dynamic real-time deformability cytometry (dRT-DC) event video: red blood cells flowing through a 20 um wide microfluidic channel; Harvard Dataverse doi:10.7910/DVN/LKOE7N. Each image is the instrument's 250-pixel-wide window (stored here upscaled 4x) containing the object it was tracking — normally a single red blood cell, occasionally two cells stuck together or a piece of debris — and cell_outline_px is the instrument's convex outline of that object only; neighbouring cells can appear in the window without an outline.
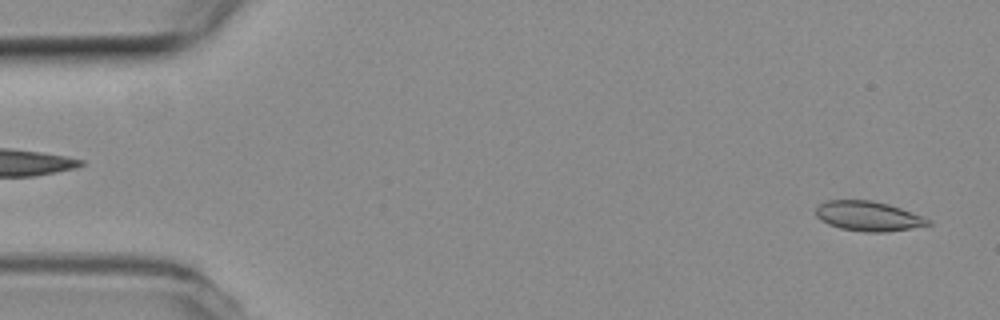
{"species": "common noctule bat (a hibernating species)", "species_latin": "Nyctalus noctula", "temperature_condition": "room temperature", "stored_images_in_passage": 52, "camera_frame_rate_fps": 3000, "um_per_image_px": 0.085, "animal": {"sex": "female", "body_mass_g": 19.3, "forearm_length_mm": 54.1}, "frame": {"image": 1, "passage_image": 2, "time_ms": 0.333, "image_size_px": [1000, 320], "cell_outline_px": [[932, 224], [888, 232], [864, 232], [840, 228], [828, 224], [820, 220], [816, 216], [816, 208], [820, 204], [828, 200], [872, 200], [888, 204], [912, 212], [932, 220]], "centroid_in_image_um": [73.8, 18.37], "position_along_channel_um": 11.2, "area_um2": 19.48}}
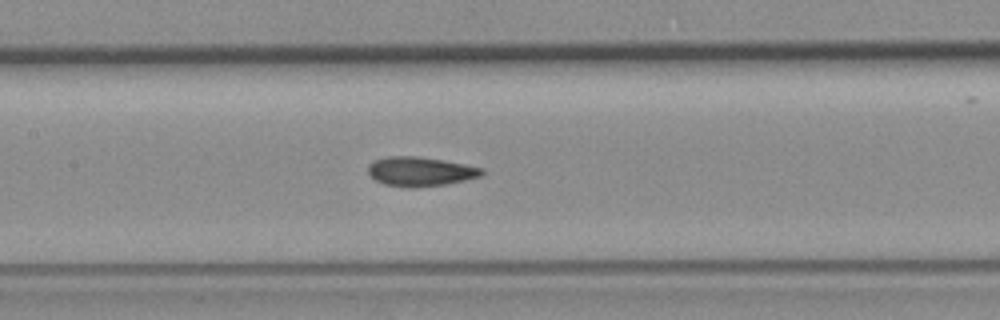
{"frame": {"image": 2, "passage_image": 24, "time_ms": 7.667, "image_size_px": [1000, 320], "cell_outline_px": [[484, 172], [480, 176], [448, 184], [416, 188], [408, 188], [384, 184], [376, 180], [368, 172], [368, 164], [372, 160], [388, 156], [416, 156], [444, 160], [484, 168]], "centroid_in_image_um": [35.71, 14.58], "position_along_channel_um": 171.7, "area_um2": 19.59}}
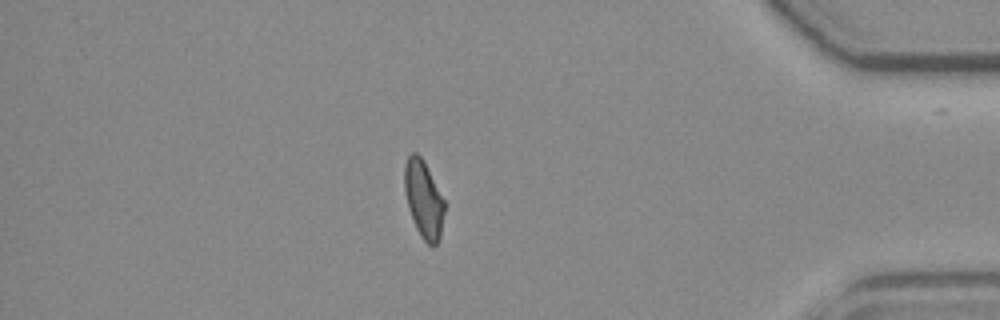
{"frame": {"image": 3, "passage_image": 45, "time_ms": 14.667, "image_size_px": [1000, 320], "cell_outline_px": [[444, 212], [440, 236], [436, 244], [432, 248], [420, 236], [416, 228], [408, 208], [404, 192], [404, 164], [408, 156], [412, 152], [416, 152], [424, 160], [444, 200]], "centroid_in_image_um": [35.99, 16.92], "position_along_channel_um": 399.2, "area_um2": 18.09}, "authors_computed_cell_mechanics": {"area_um2": 18.9873, "velocity_mm_per_s": 3.846, "shape_relaxation_time_tau1_ms": null, "shape_relaxation_time_tau2_ms": 1.2284, "deformation_change_tau1": null, "deformation_change_tau2": 0.0644}}